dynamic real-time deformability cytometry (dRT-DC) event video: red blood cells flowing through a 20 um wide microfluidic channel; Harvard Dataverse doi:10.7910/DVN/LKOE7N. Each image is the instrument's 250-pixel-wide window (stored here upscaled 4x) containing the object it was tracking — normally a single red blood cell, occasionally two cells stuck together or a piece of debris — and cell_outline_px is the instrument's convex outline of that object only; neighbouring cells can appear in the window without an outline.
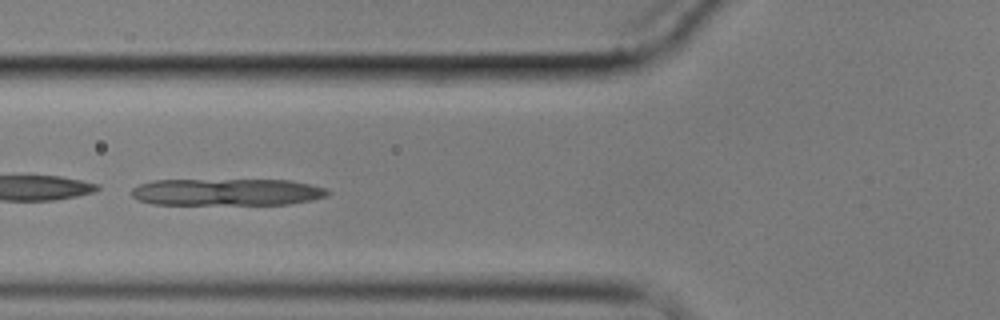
{"species": "common noctule bat (a hibernating species)", "species_latin": "Nyctalus noctula", "temperature_condition": "cold", "stored_images_in_passage": 7, "camera_frame_rate_fps": 3000, "um_per_image_px": 0.085, "animal": {"sex": "male", "body_mass_g": 17.9}, "frame": {"image": 1, "passage_image": 6, "time_ms": 7.0, "image_size_px": [1000, 320], "cell_outline_px": [[332, 192], [328, 196], [312, 200], [288, 204], [152, 204], [136, 200], [128, 192], [132, 188], [140, 184], [152, 180], [288, 180], [308, 184], [324, 188]], "centroid_in_image_um": [19.24, 16.33], "position_along_channel_um": 106.6, "area_um2": 30.98}}